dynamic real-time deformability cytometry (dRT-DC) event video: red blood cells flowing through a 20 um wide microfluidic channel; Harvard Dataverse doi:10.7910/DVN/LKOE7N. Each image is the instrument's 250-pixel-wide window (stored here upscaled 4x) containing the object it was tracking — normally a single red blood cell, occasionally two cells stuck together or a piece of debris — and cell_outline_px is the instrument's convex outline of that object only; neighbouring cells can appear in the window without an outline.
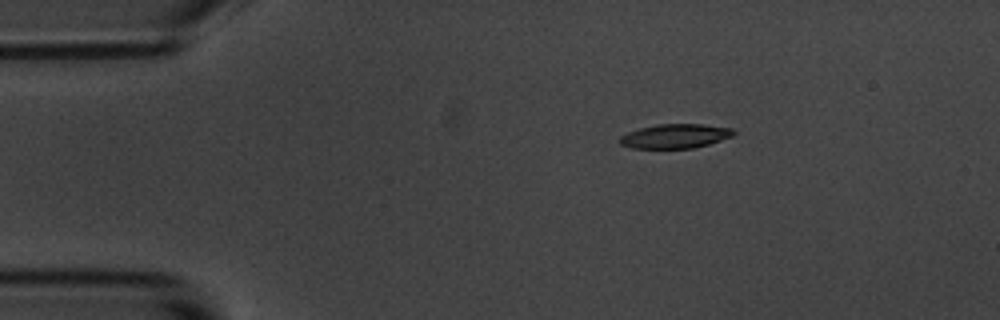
{"species": "common noctule bat (a hibernating species)", "species_latin": "Nyctalus noctula", "temperature_condition": "room temperature", "stored_images_in_passage": 5, "camera_frame_rate_fps": 3000, "um_per_image_px": 0.085, "animal": {"sex": "male", "body_mass_g": 20.1, "forearm_length_mm": 53.5}, "frame": {"image": 1, "passage_image": 3, "time_ms": 3.0, "image_size_px": [1000, 320], "cell_outline_px": [[736, 132], [732, 136], [708, 144], [692, 148], [632, 148], [620, 144], [616, 140], [620, 136], [628, 132], [640, 128], [656, 124], [704, 124], [732, 128]], "centroid_in_image_um": [57.35, 11.56], "position_along_channel_um": 27.6, "area_um2": 16.13}}
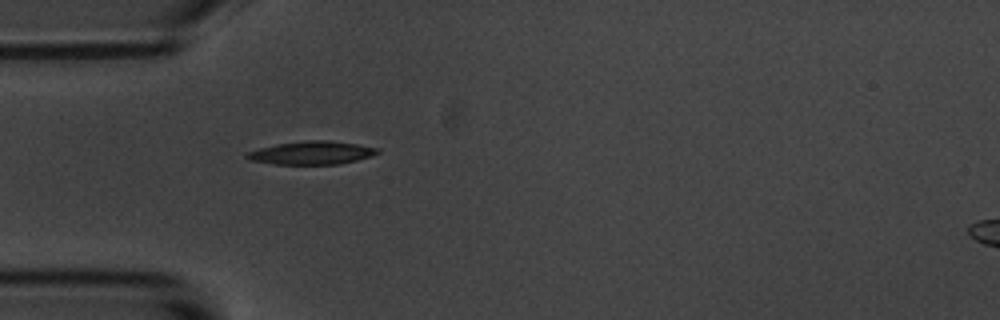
{"frame": {"image": 2, "passage_image": 5, "time_ms": 5.333, "image_size_px": [1000, 320], "cell_outline_px": [[380, 152], [372, 156], [356, 160], [336, 164], [272, 164], [248, 160], [244, 156], [244, 152], [276, 144], [304, 140], [328, 140], [356, 144], [380, 148]], "centroid_in_image_um": [26.45, 12.98], "position_along_channel_um": 58.6, "area_um2": 17.8}}